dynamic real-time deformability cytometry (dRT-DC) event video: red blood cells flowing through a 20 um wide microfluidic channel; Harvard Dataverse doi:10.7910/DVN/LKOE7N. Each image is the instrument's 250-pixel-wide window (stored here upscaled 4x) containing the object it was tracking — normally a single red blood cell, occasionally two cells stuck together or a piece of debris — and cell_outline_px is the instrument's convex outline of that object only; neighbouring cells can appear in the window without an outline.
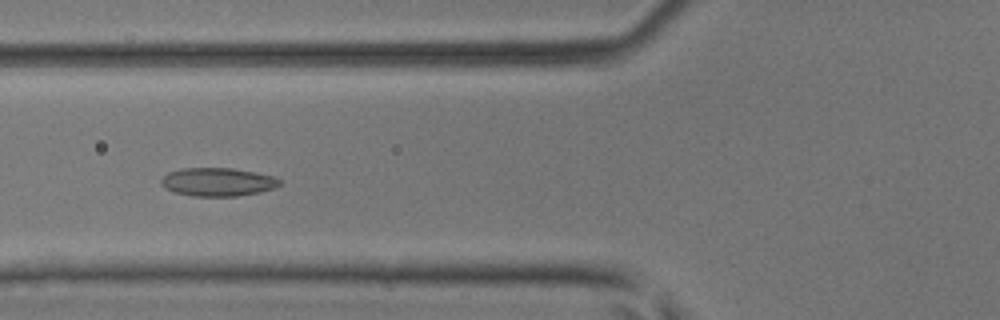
{"species": "common noctule bat (a hibernating species)", "species_latin": "Nyctalus noctula", "temperature_condition": "room temperature", "stored_images_in_passage": 29, "camera_frame_rate_fps": 3000, "um_per_image_px": 0.085, "animal": {"sex": "male", "body_mass_g": 17.9, "forearm_length_mm": 54.2}, "frame": {"image": 1, "passage_image": 6, "time_ms": 1.667, "image_size_px": [1000, 320], "cell_outline_px": [[280, 184], [276, 188], [260, 192], [236, 196], [192, 196], [172, 192], [164, 188], [160, 184], [160, 180], [168, 172], [180, 168], [232, 168], [256, 172], [276, 176], [280, 180]], "centroid_in_image_um": [18.5, 15.46], "position_along_channel_um": 107.3, "area_um2": 19.88}}
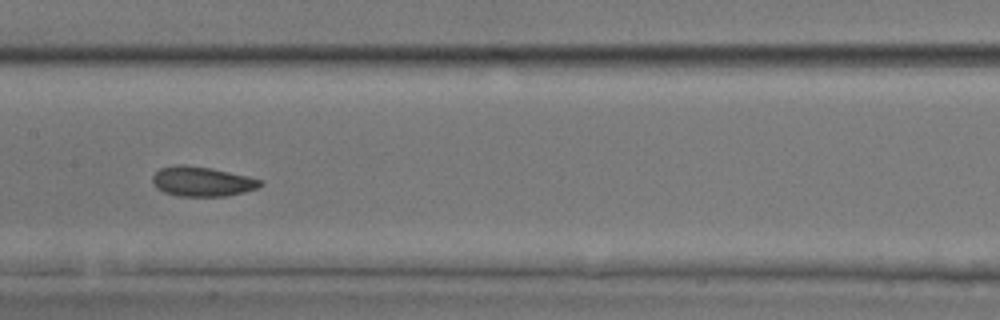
{"frame": {"image": 2, "passage_image": 12, "time_ms": 3.667, "image_size_px": [1000, 320], "cell_outline_px": [[264, 184], [256, 188], [244, 192], [228, 196], [176, 196], [164, 192], [156, 188], [152, 184], [152, 176], [160, 168], [180, 164], [184, 164], [212, 168], [248, 176], [264, 180]], "centroid_in_image_um": [17.18, 15.42], "position_along_channel_um": 190.2, "area_um2": 18.9}}
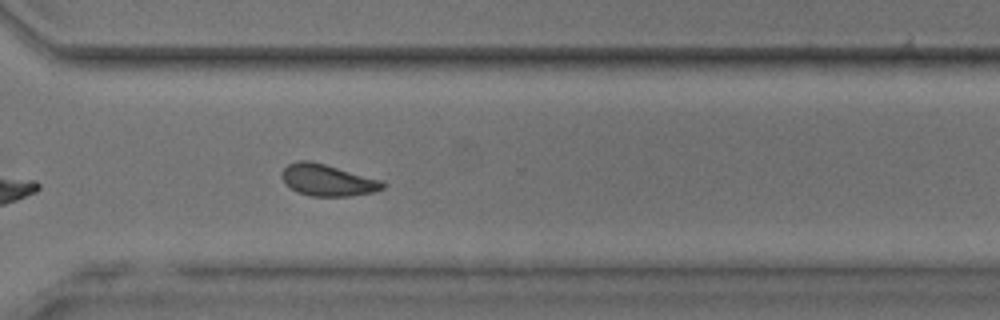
{"frame": {"image": 3, "passage_image": 23, "time_ms": 7.333, "image_size_px": [1000, 320], "cell_outline_px": [[384, 188], [372, 192], [348, 196], [312, 196], [296, 192], [284, 184], [280, 176], [284, 168], [288, 164], [296, 160], [308, 160], [324, 164], [384, 180]], "centroid_in_image_um": [27.81, 15.31], "position_along_channel_um": 342.8, "area_um2": 18.73}, "authors_computed_cell_mechanics": {"area_um2": 18.7272, "velocity_mm_per_s": 4.1583, "shape_relaxation_time_tau1_ms": 5.9404, "shape_relaxation_time_tau2_ms": 4.3536, "deformation_change_tau1": 0.1156, "deformation_change_tau2": 0.0971}}